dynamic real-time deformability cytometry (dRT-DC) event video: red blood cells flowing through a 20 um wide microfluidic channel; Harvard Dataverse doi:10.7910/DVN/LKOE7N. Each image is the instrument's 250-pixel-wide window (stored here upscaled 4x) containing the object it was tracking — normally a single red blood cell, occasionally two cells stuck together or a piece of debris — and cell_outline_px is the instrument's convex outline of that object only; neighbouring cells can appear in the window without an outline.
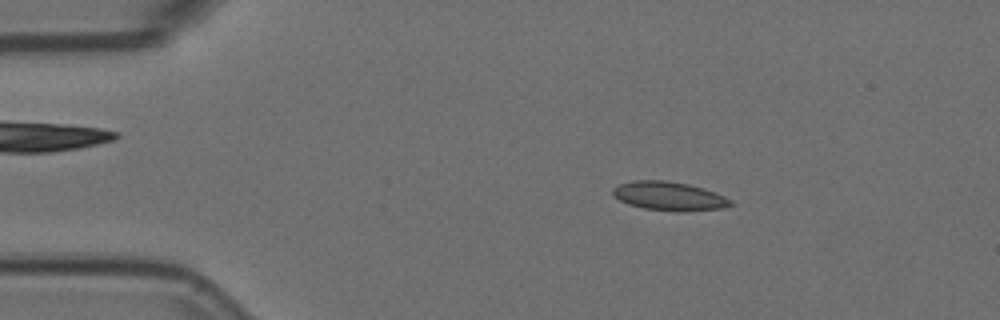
{"species": "Egyptian fruit bat (a non-hibernating species)", "species_latin": "Rousettus aegyptiacus", "temperature_condition": "room temperature", "stored_images_in_passage": 29, "camera_frame_rate_fps": 3000, "um_per_image_px": 0.085, "animal": {"sex": "female"}, "frame": {"image": 1, "passage_image": 5, "time_ms": 1.333, "image_size_px": [1000, 320], "cell_outline_px": [[732, 204], [724, 208], [676, 212], [644, 208], [628, 204], [620, 200], [612, 192], [612, 188], [620, 184], [632, 180], [664, 180], [688, 184], [716, 192], [732, 200]], "centroid_in_image_um": [56.88, 16.67], "position_along_channel_um": 28.1, "area_um2": 19.71}}
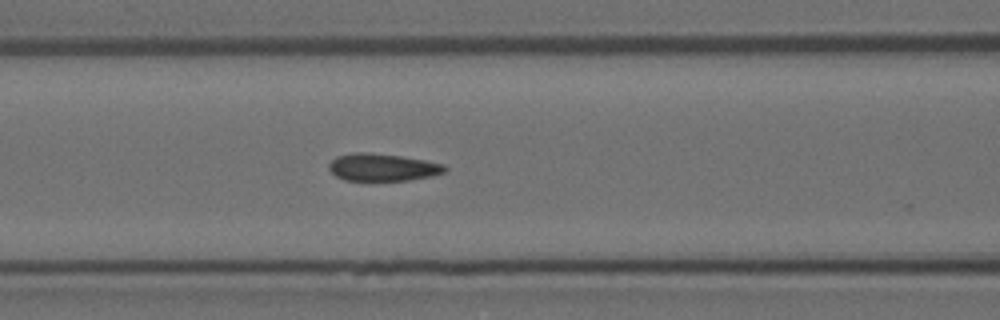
{"frame": {"image": 2, "passage_image": 18, "time_ms": 5.667, "image_size_px": [1000, 320], "cell_outline_px": [[448, 168], [444, 172], [432, 176], [408, 180], [344, 180], [336, 176], [328, 168], [328, 164], [336, 156], [352, 152], [368, 152], [400, 156], [424, 160], [444, 164]], "centroid_in_image_um": [32.5, 14.21], "position_along_channel_um": 134.1, "area_um2": 18.5}}
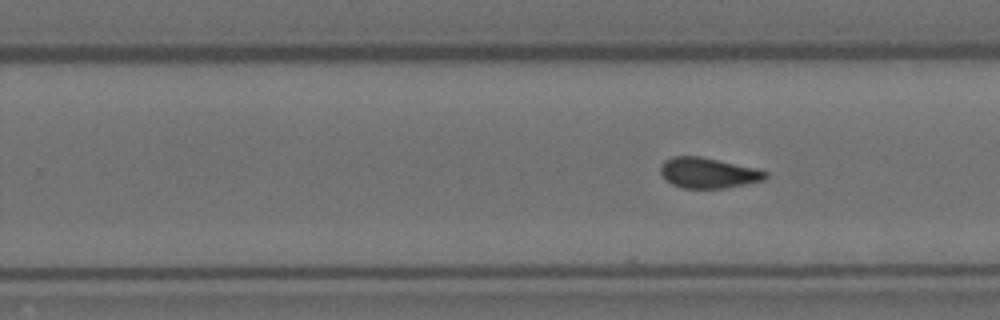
{"frame": {"image": 3, "passage_image": 29, "time_ms": 9.333, "image_size_px": [1000, 320], "cell_outline_px": [[768, 176], [764, 180], [724, 188], [684, 188], [672, 184], [660, 172], [660, 164], [664, 160], [672, 156], [700, 156], [752, 168], [768, 172]], "centroid_in_image_um": [60.15, 14.69], "position_along_channel_um": 269.6, "area_um2": 18.32}}